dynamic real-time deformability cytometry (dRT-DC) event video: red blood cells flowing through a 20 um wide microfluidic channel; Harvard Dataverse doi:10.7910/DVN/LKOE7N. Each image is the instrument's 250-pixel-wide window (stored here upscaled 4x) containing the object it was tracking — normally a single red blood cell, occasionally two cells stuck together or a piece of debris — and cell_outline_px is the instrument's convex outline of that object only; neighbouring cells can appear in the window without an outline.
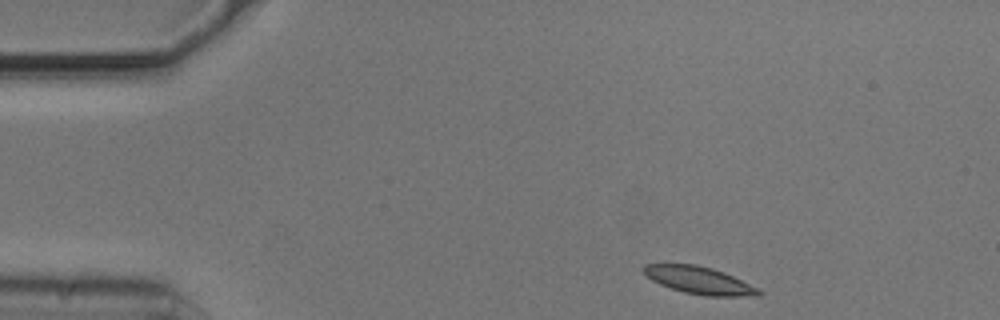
{"species": "common noctule bat (a hibernating species)", "species_latin": "Nyctalus noctula", "temperature_condition": "cold", "stored_images_in_passage": 47, "camera_frame_rate_fps": 3000, "um_per_image_px": 0.085, "animal": {"sex": "male", "body_mass_g": 20.5, "forearm_length_mm": 52.5}, "frame": {"image": 1, "passage_image": 1, "time_ms": 0.0, "image_size_px": [1000, 320], "cell_outline_px": [[764, 292], [760, 296], [704, 296], [684, 292], [660, 284], [652, 280], [640, 268], [644, 264], [696, 264], [712, 268], [724, 272], [760, 288]], "centroid_in_image_um": [59.48, 23.83], "position_along_channel_um": 25.5, "area_um2": 18.5}}
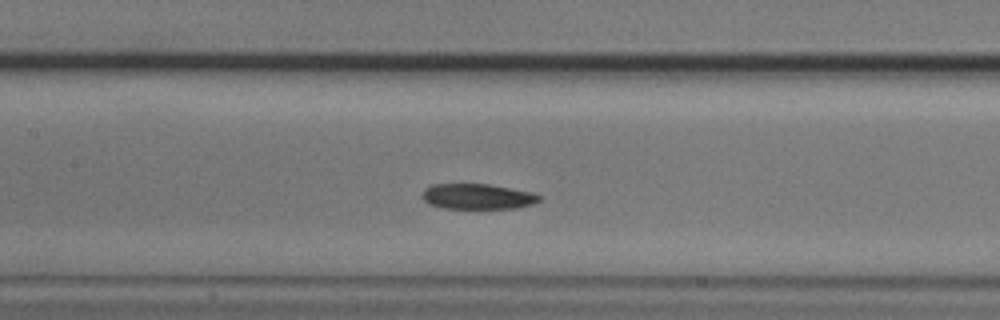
{"frame": {"image": 2, "passage_image": 18, "time_ms": 5.667, "image_size_px": [1000, 320], "cell_outline_px": [[540, 200], [532, 204], [516, 208], [444, 208], [428, 204], [420, 196], [424, 188], [432, 184], [488, 184], [532, 192], [540, 196]], "centroid_in_image_um": [40.54, 16.7], "position_along_channel_um": 166.9, "area_um2": 17.34}}
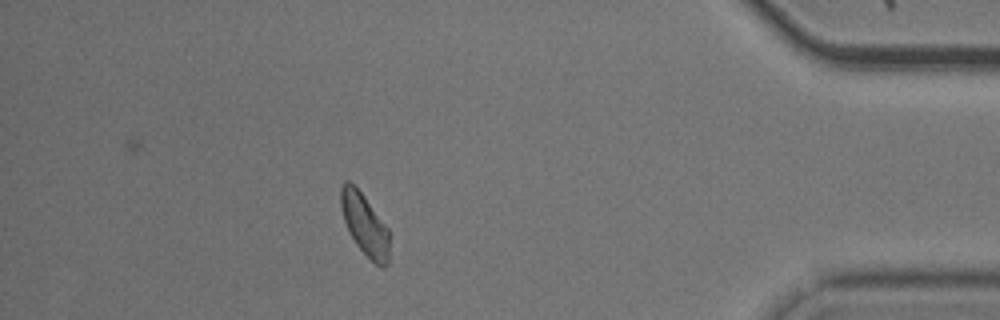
{"frame": {"image": 3, "passage_image": 41, "time_ms": 13.333, "image_size_px": [1000, 320], "cell_outline_px": [[388, 264], [384, 268], [376, 264], [356, 244], [348, 232], [344, 220], [340, 204], [340, 188], [344, 180], [348, 180], [364, 196], [388, 228]], "centroid_in_image_um": [30.97, 19.07], "position_along_channel_um": 404.2, "area_um2": 17.17}, "authors_computed_cell_mechanics": {"area_um2": 18.0914, "velocity_mm_per_s": 3.6766, "shape_relaxation_time_tau1_ms": null, "shape_relaxation_time_tau2_ms": 4.4364, "deformation_change_tau1": null, "deformation_change_tau2": 0.0869}}